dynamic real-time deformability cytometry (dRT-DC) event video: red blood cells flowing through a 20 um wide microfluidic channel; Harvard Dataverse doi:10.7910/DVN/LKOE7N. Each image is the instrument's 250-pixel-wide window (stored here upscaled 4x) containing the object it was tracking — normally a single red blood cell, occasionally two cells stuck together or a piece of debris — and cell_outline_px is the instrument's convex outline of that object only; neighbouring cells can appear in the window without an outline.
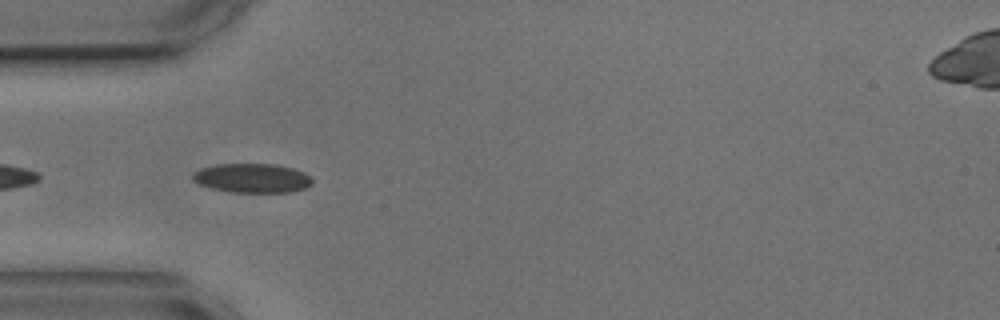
{"species": "common noctule bat (a hibernating species)", "species_latin": "Nyctalus noctula", "temperature_condition": "cold", "stored_images_in_passage": 10, "camera_frame_rate_fps": 3000, "um_per_image_px": 0.085, "animal": {"sex": "male", "body_mass_g": 17.9, "forearm_length_mm": 54.2}, "frame": {"image": 1, "passage_image": 2, "time_ms": 0.333, "image_size_px": [1000, 320], "cell_outline_px": [[312, 184], [304, 188], [292, 192], [232, 192], [208, 188], [192, 180], [192, 172], [200, 168], [216, 164], [276, 164], [292, 168], [304, 172], [312, 176]], "centroid_in_image_um": [21.42, 15.13], "position_along_channel_um": 63.6, "area_um2": 20.58}}